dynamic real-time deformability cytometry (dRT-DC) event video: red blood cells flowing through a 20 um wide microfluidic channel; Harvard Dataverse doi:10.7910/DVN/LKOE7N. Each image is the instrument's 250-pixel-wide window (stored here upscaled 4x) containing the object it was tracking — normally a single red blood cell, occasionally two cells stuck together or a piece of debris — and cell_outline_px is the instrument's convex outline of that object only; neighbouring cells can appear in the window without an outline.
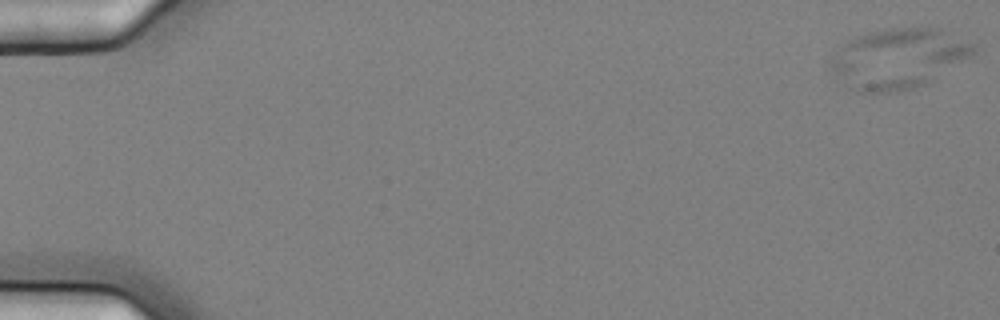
{"species": "common noctule bat (a hibernating species)", "species_latin": "Nyctalus noctula", "temperature_condition": "cold", "stored_images_in_passage": 7, "camera_frame_rate_fps": 3000, "um_per_image_px": 0.085, "animal": {"sex": "female", "body_mass_g": 25.1}, "frame": {"image": 1, "passage_image": 2, "time_ms": 0.333, "image_size_px": [1000, 320], "cell_outline_px": [[980, 48], [972, 56], [924, 84], [912, 88], [896, 92], [860, 92], [828, 68], [828, 64], [832, 56], [848, 40], [864, 32], [888, 28], [940, 28]], "centroid_in_image_um": [76.37, 4.94], "position_along_channel_um": 8.6, "area_um2": 49.42}}
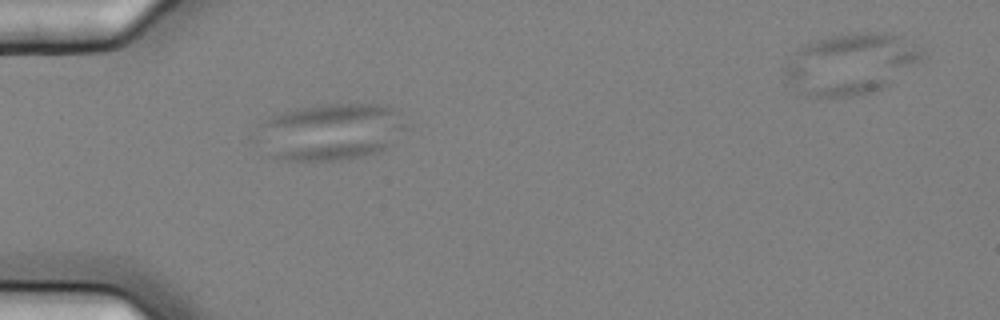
{"frame": {"image": 2, "passage_image": 6, "time_ms": 1.667, "image_size_px": [1000, 320], "cell_outline_px": [[412, 128], [392, 144], [380, 152], [364, 156], [340, 160], [276, 160], [268, 156], [248, 140], [248, 136], [260, 124], [272, 116], [296, 108], [320, 104], [388, 104], [412, 124]], "centroid_in_image_um": [28.04, 11.22], "position_along_channel_um": 57.0, "area_um2": 51.85}}